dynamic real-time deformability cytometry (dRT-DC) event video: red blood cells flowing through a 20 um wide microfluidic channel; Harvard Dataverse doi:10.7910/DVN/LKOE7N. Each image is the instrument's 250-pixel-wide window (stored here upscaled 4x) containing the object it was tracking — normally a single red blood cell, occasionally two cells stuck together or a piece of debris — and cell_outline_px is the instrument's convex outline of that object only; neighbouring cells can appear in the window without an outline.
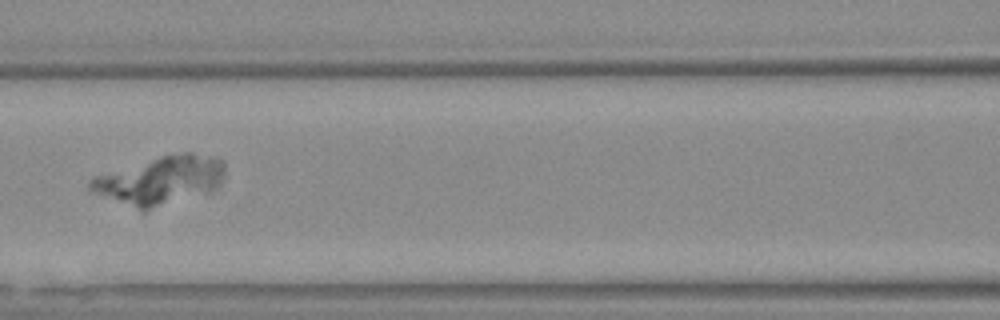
{"species": "Egyptian fruit bat (a non-hibernating species)", "species_latin": "Rousettus aegyptiacus", "temperature_condition": "warm", "stored_images_in_passage": 54, "camera_frame_rate_fps": 3000, "um_per_image_px": 0.085, "animal": {"sex": "female"}, "frame": {"image": 1, "passage_image": 24, "time_ms": 7.667, "image_size_px": [1000, 320], "cell_outline_px": [[224, 176], [216, 188], [148, 208], [140, 208], [96, 192], [88, 188], [88, 180], [96, 176], [160, 156], [184, 152], [192, 152], [224, 160]], "centroid_in_image_um": [13.67, 15.25], "position_along_channel_um": 152.9, "area_um2": 35.78}}
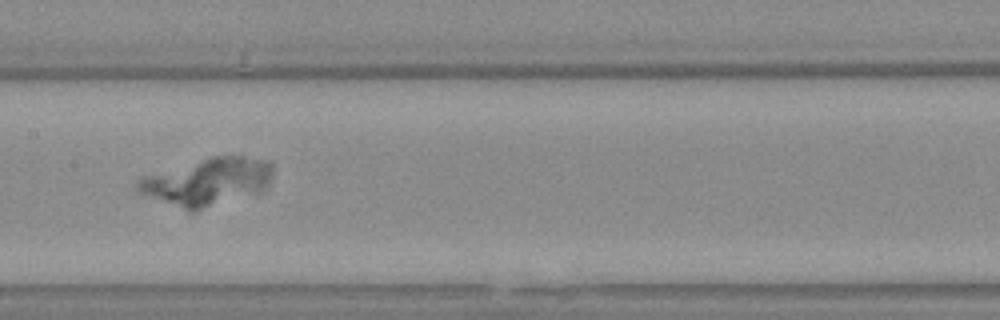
{"frame": {"image": 2, "passage_image": 27, "time_ms": 8.667, "image_size_px": [1000, 320], "cell_outline_px": [[272, 176], [268, 184], [264, 188], [256, 192], [196, 212], [188, 212], [136, 192], [136, 184], [140, 180], [148, 176], [212, 156], [244, 156], [268, 160], [272, 164]], "centroid_in_image_um": [17.64, 15.48], "position_along_channel_um": 189.8, "area_um2": 36.82}}
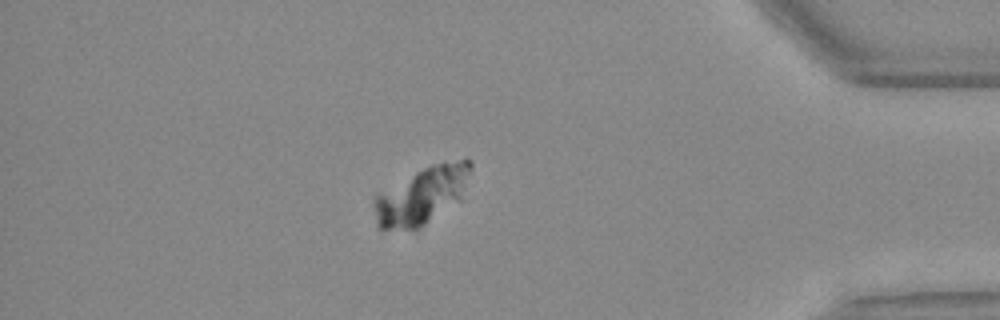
{"frame": {"image": 3, "passage_image": 47, "time_ms": 15.333, "image_size_px": [1000, 320], "cell_outline_px": [[472, 168], [460, 200], [424, 224], [416, 228], [384, 232], [380, 232], [376, 224], [372, 204], [372, 200], [380, 192], [416, 172], [432, 164], [460, 160], [468, 160], [472, 164]], "centroid_in_image_um": [35.78, 16.66], "position_along_channel_um": 399.4, "area_um2": 32.02}}